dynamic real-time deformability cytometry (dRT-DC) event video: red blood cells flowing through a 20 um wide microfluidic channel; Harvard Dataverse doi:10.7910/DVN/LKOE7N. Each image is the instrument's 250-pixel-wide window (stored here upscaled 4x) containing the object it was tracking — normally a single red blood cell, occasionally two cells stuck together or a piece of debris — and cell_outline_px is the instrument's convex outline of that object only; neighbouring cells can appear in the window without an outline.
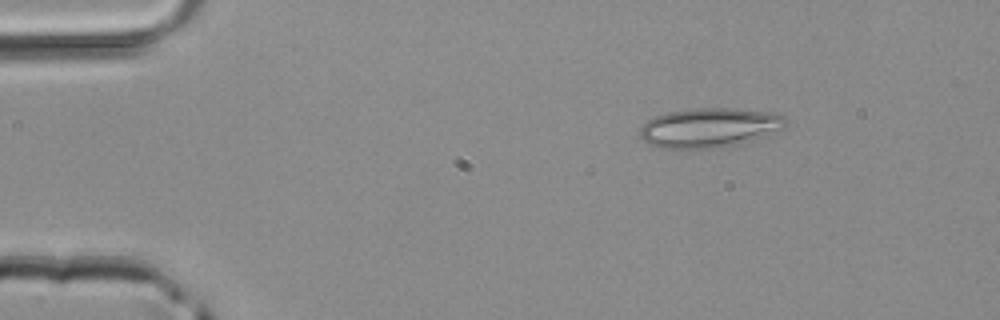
{"species": "common noctule bat (a hibernating species)", "species_latin": "Nyctalus noctula", "temperature_condition": "room temperature", "stored_images_in_passage": 2, "camera_frame_rate_fps": 3000, "um_per_image_px": 0.085, "animal": {"sex": "male", "body_mass_g": 20.4}, "frame": {"image": 1, "passage_image": 1, "time_ms": 0.0, "image_size_px": [1000, 320], "cell_outline_px": [[788, 124], [780, 128], [760, 136], [736, 144], [720, 148], [656, 148], [644, 140], [640, 136], [640, 128], [652, 116], [668, 112], [692, 108], [732, 108], [772, 112], [784, 116]], "centroid_in_image_um": [60.23, 10.84], "position_along_channel_um": 24.8, "area_um2": 33.23}}